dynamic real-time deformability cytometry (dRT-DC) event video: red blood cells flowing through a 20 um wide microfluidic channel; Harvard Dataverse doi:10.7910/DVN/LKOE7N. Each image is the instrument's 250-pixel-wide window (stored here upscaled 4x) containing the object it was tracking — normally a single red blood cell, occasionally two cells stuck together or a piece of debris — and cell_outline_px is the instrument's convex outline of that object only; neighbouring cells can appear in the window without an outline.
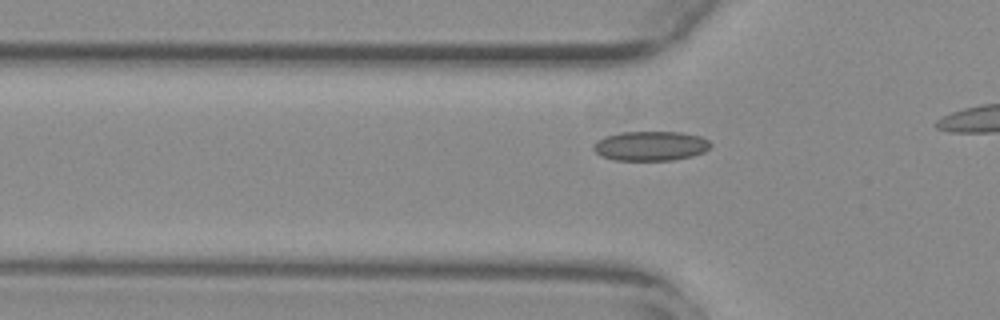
{"species": "common noctule bat (a hibernating species)", "species_latin": "Nyctalus noctula", "temperature_condition": "warm", "stored_images_in_passage": 23, "camera_frame_rate_fps": 3000, "um_per_image_px": 0.085, "animal": {"sex": "female", "body_mass_g": 29.2, "forearm_length_mm": 56.3}, "frame": {"image": 1, "passage_image": 10, "time_ms": 3.0, "image_size_px": [1000, 320], "cell_outline_px": [[712, 144], [704, 152], [692, 156], [672, 160], [612, 160], [600, 156], [592, 148], [592, 144], [596, 140], [604, 136], [620, 132], [680, 132], [700, 136], [708, 140]], "centroid_in_image_um": [55.25, 12.4], "position_along_channel_um": 70.5, "area_um2": 20.35}}
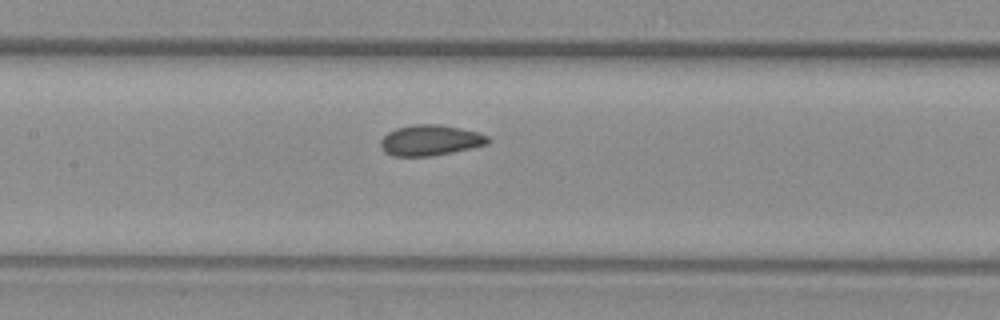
{"frame": {"image": 2, "passage_image": 18, "time_ms": 5.667, "image_size_px": [1000, 320], "cell_outline_px": [[492, 140], [488, 144], [452, 152], [432, 156], [392, 156], [384, 152], [380, 148], [380, 140], [388, 132], [396, 128], [416, 124], [440, 124], [460, 128], [476, 132], [488, 136]], "centroid_in_image_um": [36.55, 11.93], "position_along_channel_um": 170.8, "area_um2": 19.25}}
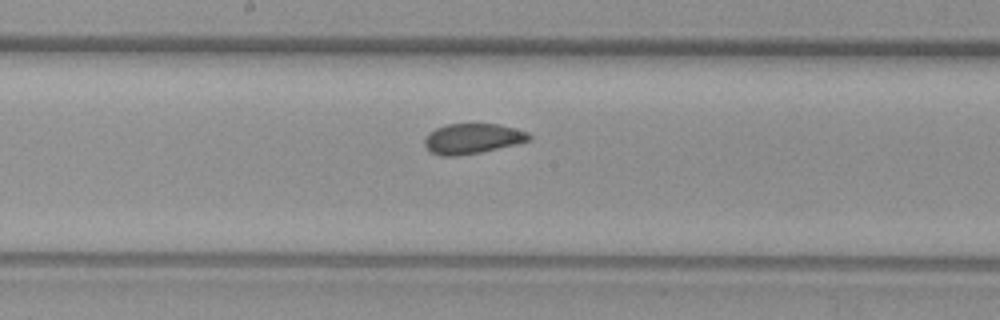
{"frame": {"image": 3, "passage_image": 21, "time_ms": 6.667, "image_size_px": [1000, 320], "cell_outline_px": [[532, 136], [528, 140], [516, 144], [480, 152], [456, 156], [440, 156], [432, 152], [424, 144], [424, 140], [428, 132], [436, 128], [448, 124], [500, 124], [516, 128], [528, 132]], "centroid_in_image_um": [40.15, 11.77], "position_along_channel_um": 208.0, "area_um2": 18.32}}